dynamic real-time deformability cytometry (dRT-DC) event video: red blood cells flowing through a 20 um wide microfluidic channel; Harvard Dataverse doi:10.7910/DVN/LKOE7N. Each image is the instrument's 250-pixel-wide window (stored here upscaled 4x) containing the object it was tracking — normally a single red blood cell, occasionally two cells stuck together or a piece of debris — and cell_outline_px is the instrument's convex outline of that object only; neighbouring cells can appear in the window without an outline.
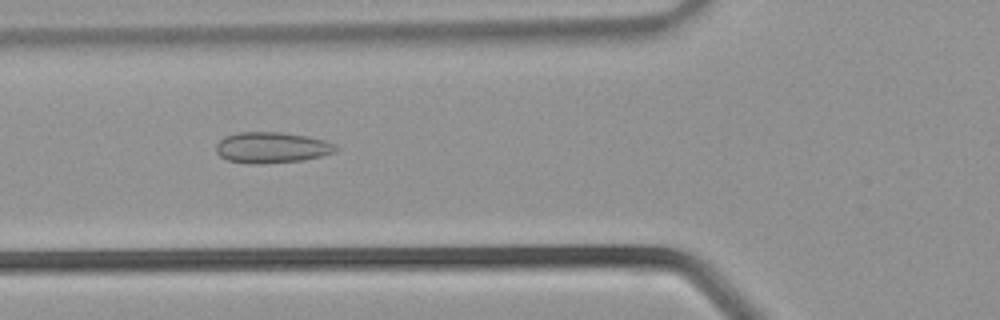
{"species": "common noctule bat (a hibernating species)", "species_latin": "Nyctalus noctula", "temperature_condition": "warm", "stored_images_in_passage": 26, "camera_frame_rate_fps": 3000, "um_per_image_px": 0.085, "animal": {"sex": "male", "body_mass_g": 21.5, "forearm_length_mm": 52.0}, "frame": {"image": 1, "passage_image": 7, "time_ms": 2.0, "image_size_px": [1000, 320], "cell_outline_px": [[340, 148], [336, 152], [304, 160], [256, 164], [228, 160], [220, 156], [216, 152], [216, 144], [224, 136], [240, 132], [280, 132], [308, 136], [324, 140], [336, 144]], "centroid_in_image_um": [23.13, 12.53], "position_along_channel_um": 102.7, "area_um2": 21.62}}
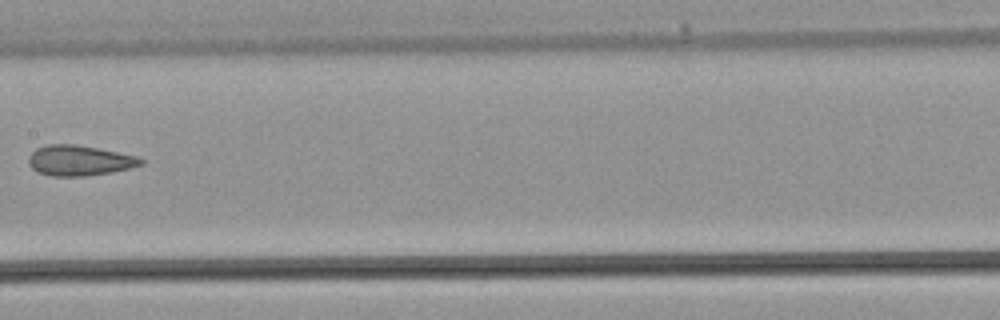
{"frame": {"image": 2, "passage_image": 12, "time_ms": 3.667, "image_size_px": [1000, 320], "cell_outline_px": [[144, 164], [112, 172], [84, 176], [52, 176], [36, 172], [28, 164], [28, 156], [36, 148], [48, 144], [72, 144], [96, 148], [136, 156], [144, 160]], "centroid_in_image_um": [6.7, 13.65], "position_along_channel_um": 200.7, "area_um2": 19.77}}
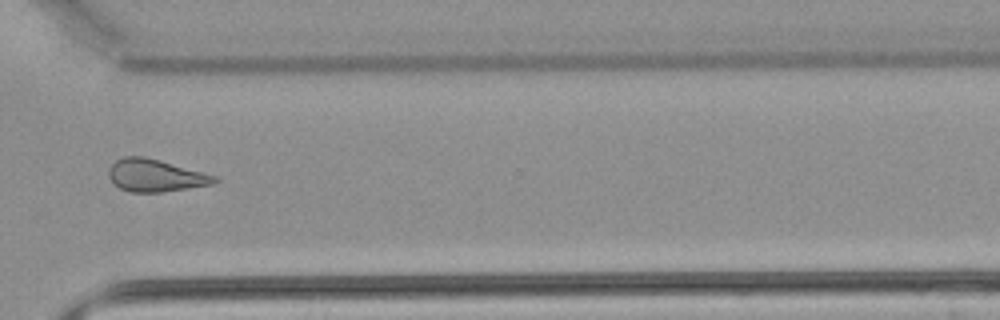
{"frame": {"image": 3, "passage_image": 20, "time_ms": 6.333, "image_size_px": [1000, 320], "cell_outline_px": [[220, 180], [212, 184], [188, 188], [160, 192], [132, 192], [120, 188], [108, 176], [108, 168], [116, 160], [124, 156], [144, 156], [160, 160], [216, 176]], "centroid_in_image_um": [13.2, 14.91], "position_along_channel_um": 357.4, "area_um2": 19.77}}